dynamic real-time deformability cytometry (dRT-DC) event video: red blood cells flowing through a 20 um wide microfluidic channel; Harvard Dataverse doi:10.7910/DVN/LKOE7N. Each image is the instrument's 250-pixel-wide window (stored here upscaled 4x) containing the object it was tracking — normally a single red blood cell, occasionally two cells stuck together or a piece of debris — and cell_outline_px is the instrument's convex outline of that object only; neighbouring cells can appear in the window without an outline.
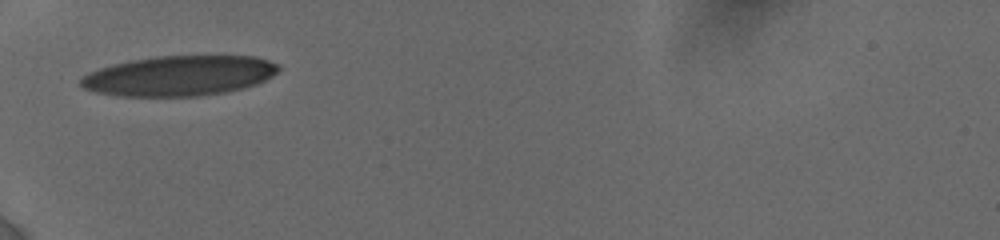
{"species": "human", "species_latin": "Homo sapiens", "temperature_condition": "cold", "stored_images_in_passage": 9, "camera_frame_rate_fps": 3000, "um_per_image_px": 0.085, "donor": {"sex": "female"}, "frame": {"image": 1, "passage_image": 1, "time_ms": 0.0, "image_size_px": [1000, 240], "cell_outline_px": [[280, 68], [272, 76], [256, 84], [244, 88], [224, 92], [200, 96], [116, 96], [96, 92], [84, 88], [80, 84], [80, 76], [88, 72], [112, 64], [132, 60], [156, 56], [256, 56], [280, 64]], "centroid_in_image_um": [15.22, 6.44], "position_along_channel_um": 69.8, "area_um2": 46.36}}
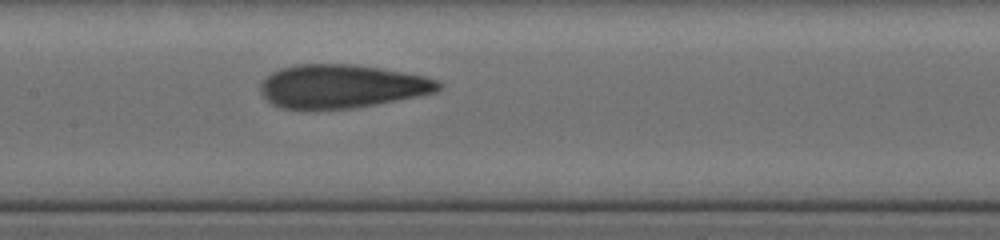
{"frame": {"image": 2, "passage_image": 6, "time_ms": 3.0, "image_size_px": [1000, 240], "cell_outline_px": [[444, 84], [436, 92], [376, 104], [352, 108], [280, 108], [272, 104], [260, 92], [260, 84], [272, 72], [280, 68], [296, 64], [352, 64], [380, 68], [404, 72], [424, 76], [440, 80]], "centroid_in_image_um": [29.06, 7.32], "position_along_channel_um": 178.3, "area_um2": 44.85}}
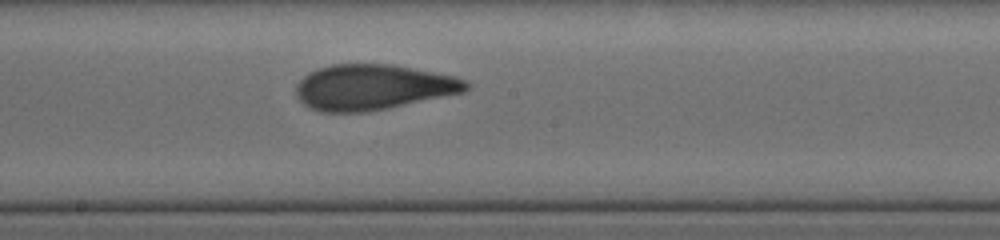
{"frame": {"image": 3, "passage_image": 9, "time_ms": 4.0, "image_size_px": [1000, 240], "cell_outline_px": [[472, 88], [464, 92], [388, 108], [368, 112], [320, 112], [308, 108], [296, 96], [296, 84], [308, 72], [316, 68], [332, 64], [392, 64], [452, 76], [464, 80], [472, 84]], "centroid_in_image_um": [31.67, 7.41], "position_along_channel_um": 216.5, "area_um2": 45.2}}